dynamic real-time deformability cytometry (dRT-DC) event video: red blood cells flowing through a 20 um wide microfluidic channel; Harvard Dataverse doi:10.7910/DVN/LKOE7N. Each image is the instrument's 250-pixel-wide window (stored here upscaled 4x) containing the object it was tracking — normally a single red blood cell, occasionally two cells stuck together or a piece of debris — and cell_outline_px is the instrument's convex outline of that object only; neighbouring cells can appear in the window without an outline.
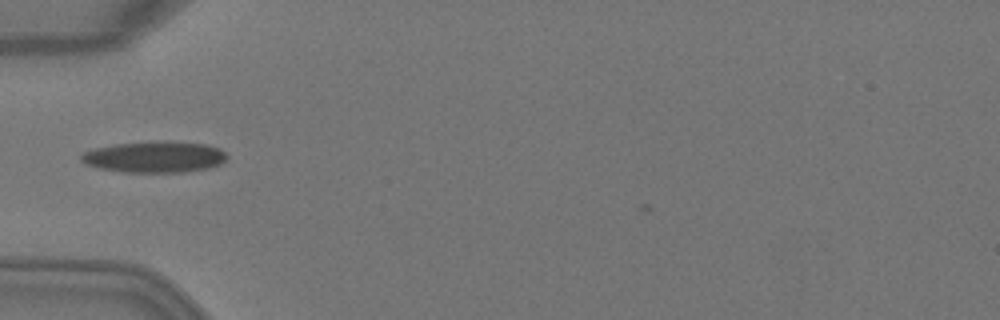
{"species": "Egyptian fruit bat (a non-hibernating species)", "species_latin": "Rousettus aegyptiacus", "temperature_condition": "warm", "stored_images_in_passage": 35, "camera_frame_rate_fps": 3000, "um_per_image_px": 0.085, "animal": {"sex": "female"}, "frame": {"image": 1, "passage_image": 2, "time_ms": 0.333, "image_size_px": [1000, 320], "cell_outline_px": [[228, 156], [220, 164], [208, 168], [184, 172], [124, 172], [100, 168], [84, 164], [80, 160], [80, 156], [84, 152], [96, 148], [116, 144], [204, 144], [220, 148]], "centroid_in_image_um": [13.11, 13.39], "position_along_channel_um": 71.9, "area_um2": 25.26}}
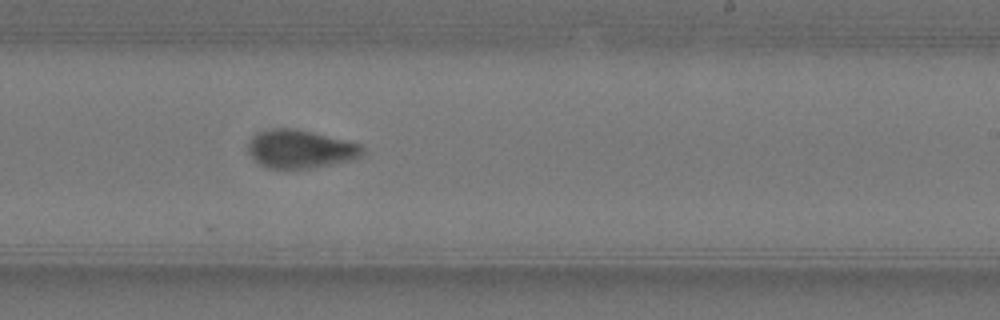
{"frame": {"image": 2, "passage_image": 16, "time_ms": 5.0, "image_size_px": [1000, 320], "cell_outline_px": [[364, 156], [352, 160], [308, 168], [268, 168], [260, 164], [248, 152], [248, 140], [256, 132], [268, 128], [296, 128], [360, 144], [364, 148]], "centroid_in_image_um": [25.51, 12.65], "position_along_channel_um": 263.5, "area_um2": 25.55}}
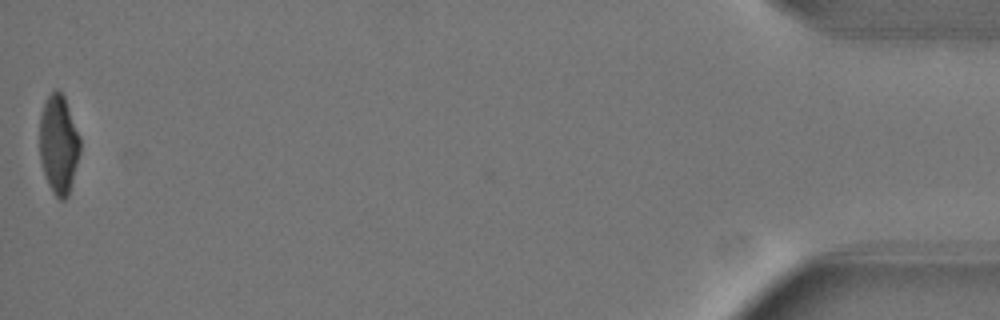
{"frame": {"image": 3, "passage_image": 35, "time_ms": 11.333, "image_size_px": [1000, 320], "cell_outline_px": [[80, 152], [68, 196], [64, 200], [60, 200], [52, 192], [48, 184], [40, 160], [40, 112], [44, 100], [56, 88], [64, 96], [80, 136]], "centroid_in_image_um": [4.98, 12.25], "position_along_channel_um": 430.2, "area_um2": 23.35}, "authors_computed_cell_mechanics": {"area_um2": 25.3742, "velocity_mm_per_s": 4.082, "shape_relaxation_time_tau1_ms": 3.8437, "shape_relaxation_time_tau2_ms": 1.7767, "deformation_change_tau1": 0.1855, "deformation_change_tau2": 0.0699}}